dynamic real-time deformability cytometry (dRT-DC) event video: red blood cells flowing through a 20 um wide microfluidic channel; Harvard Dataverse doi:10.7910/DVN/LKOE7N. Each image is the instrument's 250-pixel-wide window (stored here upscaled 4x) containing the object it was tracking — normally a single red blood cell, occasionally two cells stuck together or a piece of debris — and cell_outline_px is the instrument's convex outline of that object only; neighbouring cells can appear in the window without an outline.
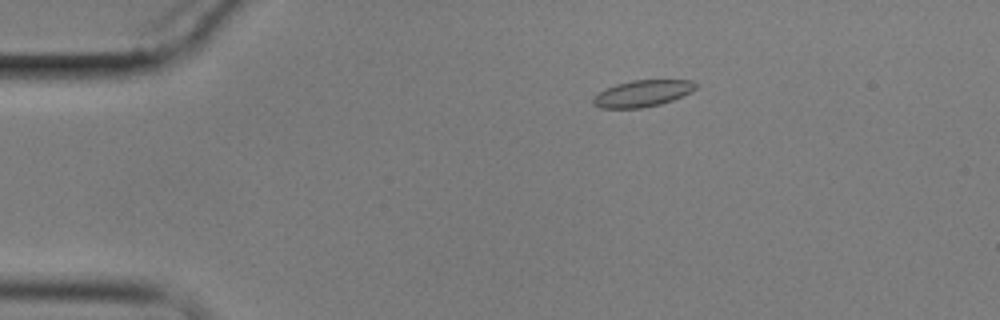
{"species": "common noctule bat (a hibernating species)", "species_latin": "Nyctalus noctula", "temperature_condition": "cold", "stored_images_in_passage": 7, "camera_frame_rate_fps": 3000, "um_per_image_px": 0.085, "animal": {"sex": "male", "body_mass_g": 17.9}, "frame": {"image": 1, "passage_image": 4, "time_ms": 3.333, "image_size_px": [1000, 320], "cell_outline_px": [[700, 84], [692, 92], [672, 100], [660, 104], [640, 108], [600, 108], [592, 104], [592, 100], [600, 92], [616, 84], [632, 80], [692, 80]], "centroid_in_image_um": [54.66, 7.94], "position_along_channel_um": 30.3, "area_um2": 15.84}}
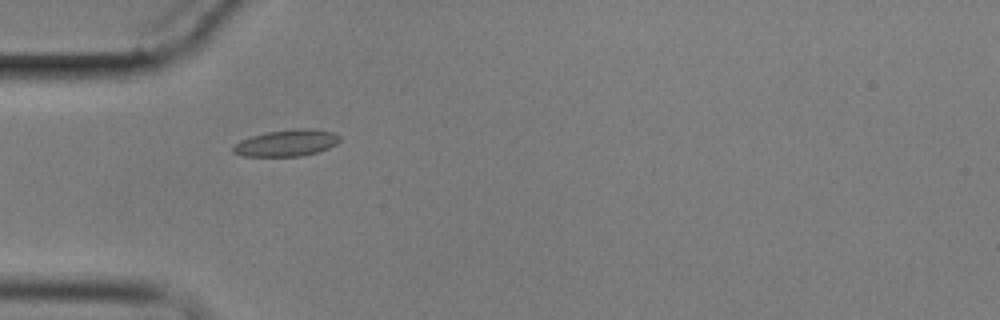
{"frame": {"image": 2, "passage_image": 6, "time_ms": 5.667, "image_size_px": [1000, 320], "cell_outline_px": [[340, 140], [336, 144], [328, 148], [316, 152], [300, 156], [244, 156], [232, 152], [232, 148], [240, 140], [252, 136], [268, 132], [300, 128], [308, 128], [332, 132], [340, 136]], "centroid_in_image_um": [24.36, 12.15], "position_along_channel_um": 60.6, "area_um2": 16.3}}